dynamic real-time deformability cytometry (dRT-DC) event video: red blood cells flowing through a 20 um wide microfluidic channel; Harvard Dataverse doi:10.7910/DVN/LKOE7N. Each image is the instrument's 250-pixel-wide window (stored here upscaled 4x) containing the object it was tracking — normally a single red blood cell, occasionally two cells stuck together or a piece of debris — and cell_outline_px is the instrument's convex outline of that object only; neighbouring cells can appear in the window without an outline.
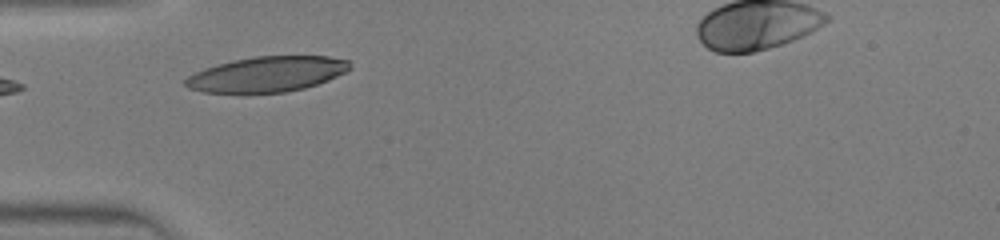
{"species": "human", "species_latin": "Homo sapiens", "temperature_condition": "warm", "stored_images_in_passage": 24, "camera_frame_rate_fps": 3000, "um_per_image_px": 0.085, "donor": {"sex": "male"}, "frame": {"image": 1, "passage_image": 1, "time_ms": 0.0, "image_size_px": [1000, 240], "cell_outline_px": [[352, 68], [348, 72], [328, 80], [304, 88], [284, 92], [204, 92], [188, 88], [184, 84], [184, 80], [188, 76], [204, 68], [232, 60], [256, 56], [328, 56], [348, 60]], "centroid_in_image_um": [22.73, 6.29], "position_along_channel_um": 62.3, "area_um2": 33.7}}
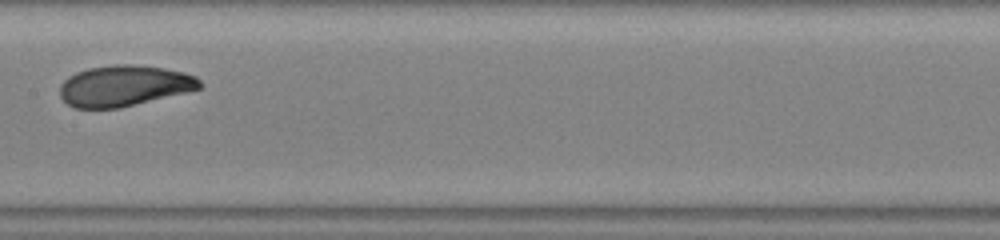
{"frame": {"image": 2, "passage_image": 10, "time_ms": 3.0, "image_size_px": [1000, 240], "cell_outline_px": [[204, 84], [200, 88], [188, 92], [120, 108], [76, 108], [68, 104], [60, 96], [60, 84], [68, 76], [76, 72], [88, 68], [116, 64], [132, 64], [164, 68], [184, 72], [196, 76]], "centroid_in_image_um": [10.57, 7.29], "position_along_channel_um": 196.8, "area_um2": 33.52}}
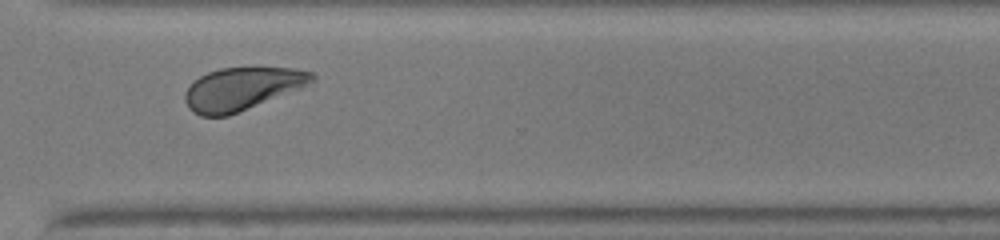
{"frame": {"image": 3, "passage_image": 20, "time_ms": 6.333, "image_size_px": [1000, 240], "cell_outline_px": [[316, 80], [228, 116], [200, 116], [192, 112], [188, 108], [184, 100], [184, 92], [200, 76], [208, 72], [220, 68], [296, 68], [316, 72]], "centroid_in_image_um": [20.52, 7.54], "position_along_channel_um": 350.1, "area_um2": 31.04}}